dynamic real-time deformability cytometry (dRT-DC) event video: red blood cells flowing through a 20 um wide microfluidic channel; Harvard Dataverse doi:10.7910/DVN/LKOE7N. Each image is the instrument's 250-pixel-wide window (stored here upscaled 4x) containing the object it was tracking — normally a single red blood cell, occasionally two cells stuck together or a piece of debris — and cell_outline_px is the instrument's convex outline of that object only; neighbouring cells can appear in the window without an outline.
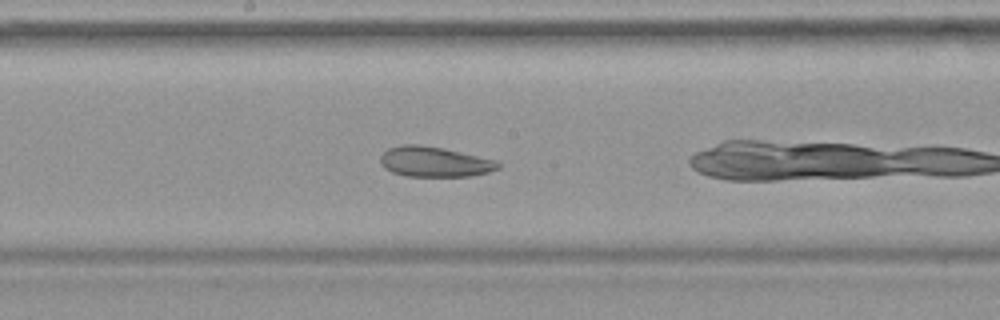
{"species": "common noctule bat (a hibernating species)", "species_latin": "Nyctalus noctula", "temperature_condition": "warm", "stored_images_in_passage": 33, "camera_frame_rate_fps": 3000, "um_per_image_px": 0.085, "animal": {"sex": "female", "body_mass_g": 19.9}, "frame": {"image": 1, "passage_image": 10, "time_ms": 3.0, "image_size_px": [1000, 320], "cell_outline_px": [[500, 168], [488, 172], [472, 176], [404, 176], [392, 172], [384, 168], [380, 164], [380, 156], [388, 148], [400, 144], [420, 144], [444, 148], [496, 160], [500, 164]], "centroid_in_image_um": [36.9, 13.74], "position_along_channel_um": 211.3, "area_um2": 20.92}}
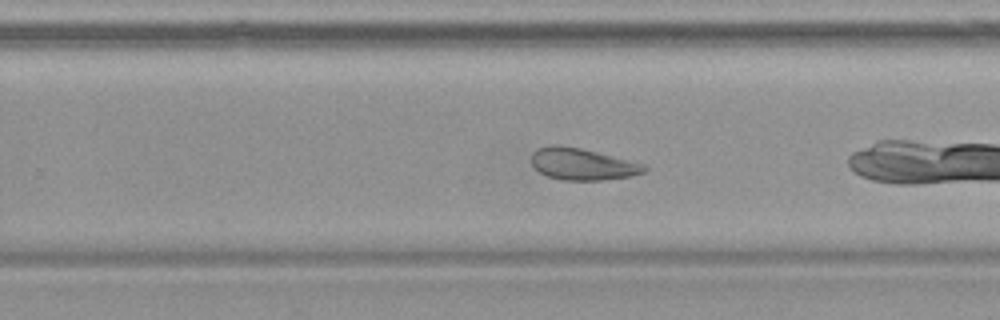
{"frame": {"image": 2, "passage_image": 15, "time_ms": 4.667, "image_size_px": [1000, 320], "cell_outline_px": [[648, 168], [644, 172], [632, 176], [600, 180], [560, 180], [548, 176], [532, 168], [532, 152], [536, 148], [548, 144], [560, 144], [580, 148], [648, 164]], "centroid_in_image_um": [49.49, 13.93], "position_along_channel_um": 280.3, "area_um2": 21.27}}